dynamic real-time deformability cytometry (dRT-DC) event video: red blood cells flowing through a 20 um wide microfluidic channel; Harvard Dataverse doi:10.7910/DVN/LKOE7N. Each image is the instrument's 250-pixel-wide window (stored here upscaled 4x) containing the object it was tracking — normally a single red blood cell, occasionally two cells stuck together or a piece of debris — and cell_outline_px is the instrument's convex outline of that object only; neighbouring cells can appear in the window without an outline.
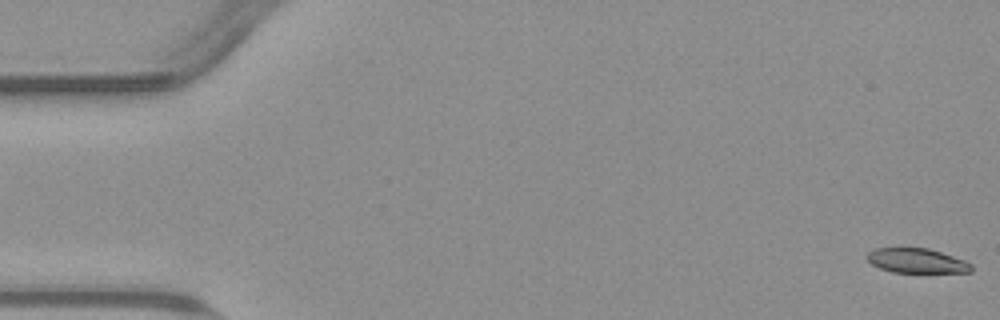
{"species": "common noctule bat (a hibernating species)", "species_latin": "Nyctalus noctula", "temperature_condition": "warm", "stored_images_in_passage": 55, "camera_frame_rate_fps": 3000, "um_per_image_px": 0.085, "animal": {"sex": "male", "body_mass_g": 23.1, "forearm_length_mm": 52.7}, "frame": {"image": 1, "passage_image": 1, "time_ms": 0.0, "image_size_px": [1000, 320], "cell_outline_px": [[972, 272], [892, 272], [880, 268], [872, 264], [864, 256], [868, 252], [876, 248], [928, 248], [964, 260], [972, 264]], "centroid_in_image_um": [77.9, 22.16], "position_along_channel_um": 7.1, "area_um2": 14.85}}
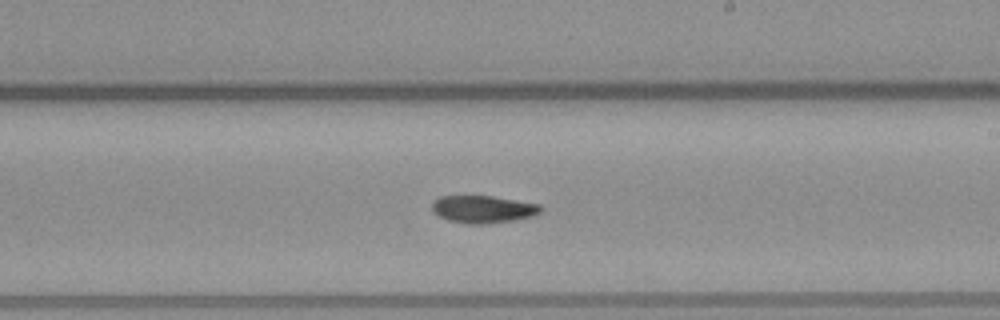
{"frame": {"image": 2, "passage_image": 32, "time_ms": 10.333, "image_size_px": [1000, 320], "cell_outline_px": [[544, 208], [540, 212], [532, 216], [516, 220], [484, 224], [468, 224], [448, 220], [440, 216], [432, 208], [432, 204], [440, 196], [492, 196], [540, 204]], "centroid_in_image_um": [41.11, 17.78], "position_along_channel_um": 247.9, "area_um2": 17.28}}
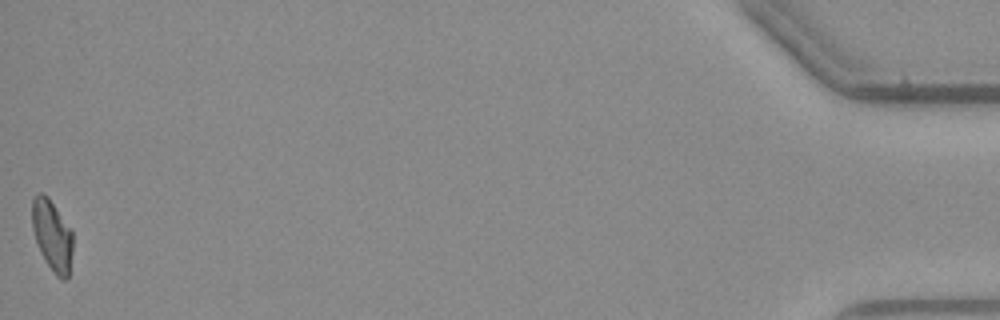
{"frame": {"image": 3, "passage_image": 55, "time_ms": 18.0, "image_size_px": [1000, 320], "cell_outline_px": [[72, 252], [68, 280], [60, 280], [52, 272], [44, 260], [40, 252], [32, 228], [32, 200], [40, 192], [44, 192], [48, 196], [72, 228]], "centroid_in_image_um": [4.45, 20.03], "position_along_channel_um": 430.8, "area_um2": 17.22}, "authors_computed_cell_mechanics": {"area_um2": 17.2822, "velocity_mm_per_s": 3.7874, "shape_relaxation_time_tau1_ms": 10.7211, "shape_relaxation_time_tau2_ms": 4.8596, "deformation_change_tau1": 0.2286, "deformation_change_tau2": 0.0978}}